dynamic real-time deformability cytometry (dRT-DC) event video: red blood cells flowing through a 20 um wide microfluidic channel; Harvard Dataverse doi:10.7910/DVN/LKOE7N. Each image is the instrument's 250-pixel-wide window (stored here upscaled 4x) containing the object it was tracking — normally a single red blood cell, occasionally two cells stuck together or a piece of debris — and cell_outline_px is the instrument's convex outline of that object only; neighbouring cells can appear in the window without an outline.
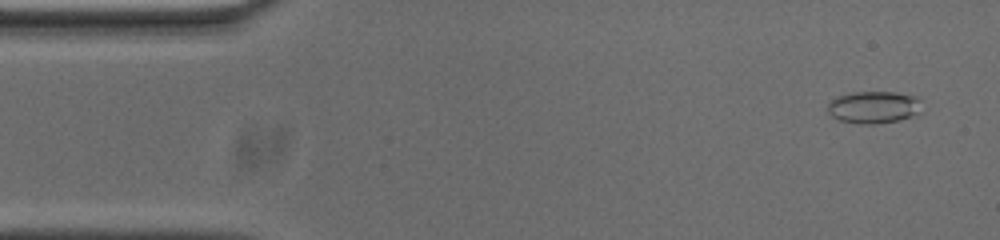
{"species": "common noctule bat (a hibernating species)", "species_latin": "Nyctalus noctula", "temperature_condition": "cold", "stored_images_in_passage": 54, "camera_frame_rate_fps": 3000, "um_per_image_px": 0.085, "animal": {"sex": "male", "body_mass_g": 20.0, "forearm_length_mm": 53.3}, "frame": {"image": 1, "passage_image": 3, "time_ms": 0.667, "image_size_px": [1000, 240], "cell_outline_px": [[924, 112], [912, 116], [896, 120], [876, 124], [860, 124], [840, 120], [832, 116], [828, 112], [828, 100], [836, 96], [852, 92], [896, 92], [920, 96]], "centroid_in_image_um": [74.32, 9.09], "position_along_channel_um": 10.7, "area_um2": 18.15}}
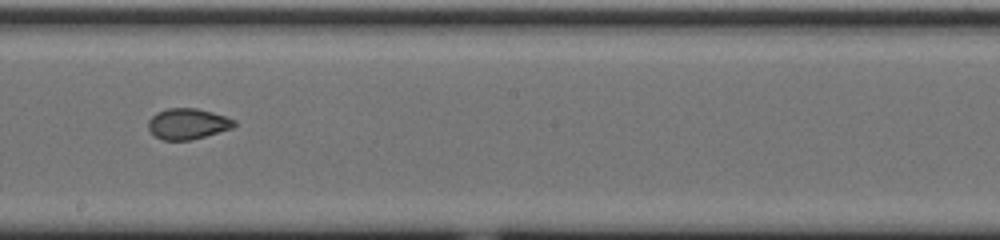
{"frame": {"image": 2, "passage_image": 29, "time_ms": 9.333, "image_size_px": [1000, 240], "cell_outline_px": [[236, 124], [232, 128], [192, 140], [160, 140], [148, 128], [148, 120], [156, 112], [168, 108], [196, 108], [212, 112], [236, 120]], "centroid_in_image_um": [15.94, 10.52], "position_along_channel_um": 232.3, "area_um2": 15.43}}
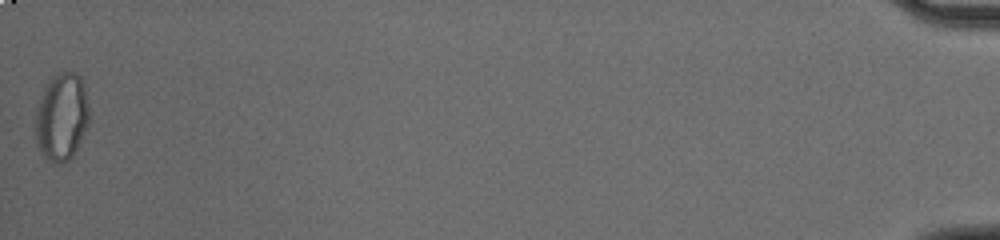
{"frame": {"image": 3, "passage_image": 54, "time_ms": 17.667, "image_size_px": [1000, 240], "cell_outline_px": [[88, 124], [72, 156], [68, 160], [60, 164], [52, 164], [44, 156], [36, 140], [36, 108], [44, 88], [52, 76], [60, 72], [76, 72], [84, 80], [88, 104]], "centroid_in_image_um": [5.25, 9.91], "position_along_channel_um": 430.0, "area_um2": 27.34}, "authors_computed_cell_mechanics": {"area_um2": 16.5308, "velocity_mm_per_s": 3.6919, "shape_relaxation_time_tau1_ms": null, "shape_relaxation_time_tau2_ms": 1.1621, "deformation_change_tau1": null, "deformation_change_tau2": 0.0522}}